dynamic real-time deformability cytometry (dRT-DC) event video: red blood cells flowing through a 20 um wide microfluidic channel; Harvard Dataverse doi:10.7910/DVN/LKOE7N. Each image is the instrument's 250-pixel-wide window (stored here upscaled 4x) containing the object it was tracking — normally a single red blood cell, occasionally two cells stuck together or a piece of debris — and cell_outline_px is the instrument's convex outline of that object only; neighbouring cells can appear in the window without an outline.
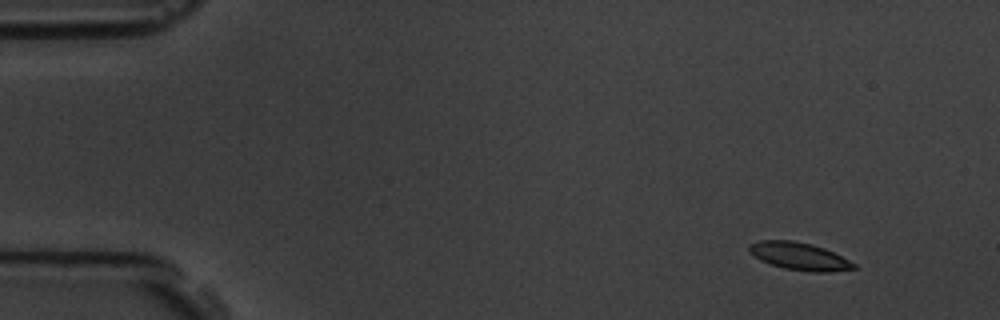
{"species": "common noctule bat (a hibernating species)", "species_latin": "Nyctalus noctula", "temperature_condition": "room temperature", "stored_images_in_passage": 7, "camera_frame_rate_fps": 3000, "um_per_image_px": 0.085, "animal": {"sex": "male", "body_mass_g": 19.5, "forearm_length_mm": 54.6}, "frame": {"image": 1, "passage_image": 1, "time_ms": 0.0, "image_size_px": [1000, 320], "cell_outline_px": [[856, 268], [828, 272], [812, 272], [784, 268], [760, 260], [748, 248], [748, 244], [760, 240], [792, 240], [812, 244], [824, 248], [856, 264]], "centroid_in_image_um": [67.94, 21.77], "position_along_channel_um": 17.1, "area_um2": 16.53}}
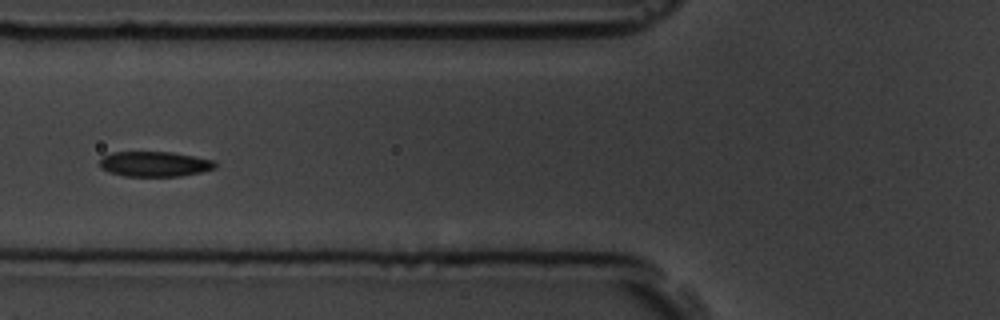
{"frame": {"image": 2, "passage_image": 6, "time_ms": 5.667, "image_size_px": [1000, 320], "cell_outline_px": [[216, 168], [200, 172], [180, 176], [124, 176], [108, 172], [100, 168], [100, 160], [104, 156], [112, 152], [172, 152], [216, 160]], "centroid_in_image_um": [13.15, 13.94], "position_along_channel_um": 112.6, "area_um2": 16.99}}
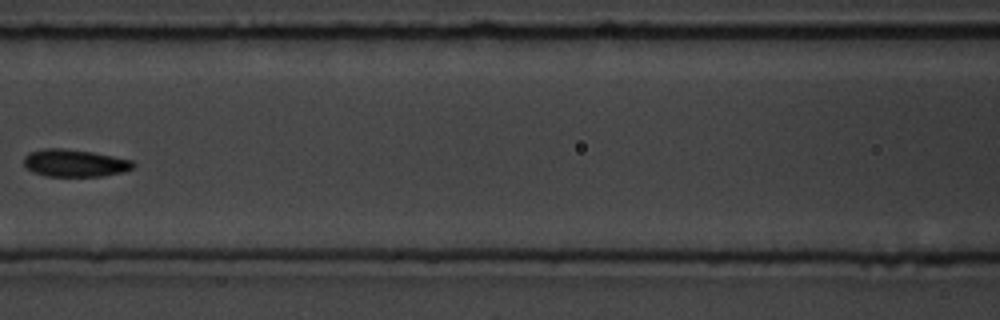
{"frame": {"image": 3, "passage_image": 7, "time_ms": 7.0, "image_size_px": [1000, 320], "cell_outline_px": [[136, 164], [132, 168], [124, 172], [104, 176], [48, 176], [32, 172], [24, 164], [24, 156], [28, 152], [44, 148], [60, 148], [92, 152], [132, 160]], "centroid_in_image_um": [6.35, 13.86], "position_along_channel_um": 160.3, "area_um2": 17.46}}